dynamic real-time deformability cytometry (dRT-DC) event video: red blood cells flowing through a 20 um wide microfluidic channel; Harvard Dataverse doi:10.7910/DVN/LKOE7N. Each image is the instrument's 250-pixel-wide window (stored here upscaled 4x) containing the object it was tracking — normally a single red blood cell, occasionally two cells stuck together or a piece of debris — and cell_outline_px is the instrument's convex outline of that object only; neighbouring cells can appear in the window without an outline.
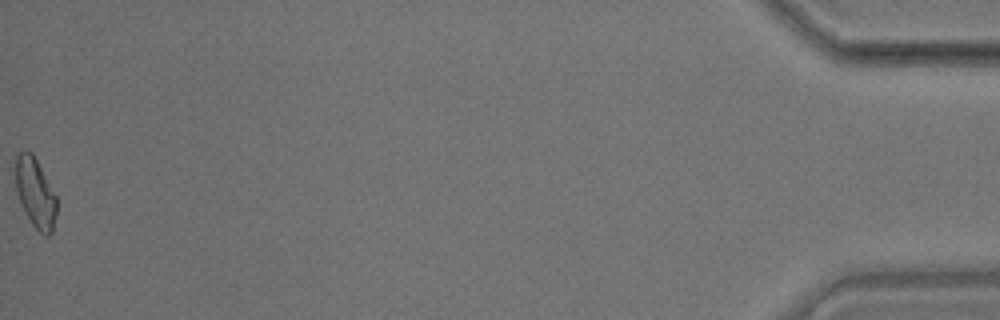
{"species": "common noctule bat (a hibernating species)", "species_latin": "Nyctalus noctula", "temperature_condition": "room temperature", "stored_images_in_passage": 50, "camera_frame_rate_fps": 3000, "um_per_image_px": 0.085, "animal": {"sex": "male", "body_mass_g": 17.9}, "frame": {"image": 1, "passage_image": 50, "time_ms": 16.333, "image_size_px": [1000, 320], "cell_outline_px": [[56, 212], [52, 232], [48, 236], [44, 236], [32, 224], [16, 192], [16, 156], [20, 152], [32, 152], [56, 196]], "centroid_in_image_um": [3.01, 16.41], "position_along_channel_um": 432.2, "area_um2": 16.18}, "authors_computed_cell_mechanics": {"area_um2": 16.8776, "velocity_mm_per_s": 3.5798, "shape_relaxation_time_tau1_ms": 8.0981, "shape_relaxation_time_tau2_ms": 2.0271, "deformation_change_tau1": 0.156, "deformation_change_tau2": 0.0952}}